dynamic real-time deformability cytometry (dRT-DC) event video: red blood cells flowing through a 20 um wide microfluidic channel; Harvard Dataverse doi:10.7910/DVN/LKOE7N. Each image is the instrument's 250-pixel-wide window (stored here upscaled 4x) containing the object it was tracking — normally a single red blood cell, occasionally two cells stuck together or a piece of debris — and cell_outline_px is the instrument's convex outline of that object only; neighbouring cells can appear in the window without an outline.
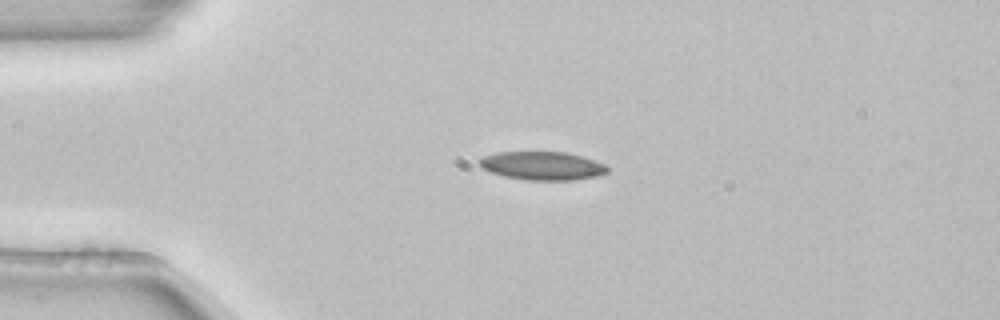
{"species": "common noctule bat (a hibernating species)", "species_latin": "Nyctalus noctula", "temperature_condition": "room temperature", "stored_images_in_passage": 3, "camera_frame_rate_fps": 3000, "um_per_image_px": 0.085, "animal": {"sex": "female", "body_mass_g": 22.7, "forearm_length_mm": 54.2}, "frame": {"image": 1, "passage_image": 1, "time_ms": 0.0, "image_size_px": [1000, 320], "cell_outline_px": [[608, 172], [596, 176], [576, 180], [528, 180], [504, 176], [492, 172], [484, 168], [480, 164], [480, 156], [496, 152], [564, 152], [580, 156], [604, 164], [608, 168]], "centroid_in_image_um": [46.08, 14.09], "position_along_channel_um": 38.9, "area_um2": 20.98}}